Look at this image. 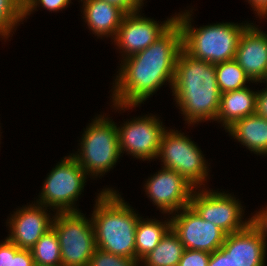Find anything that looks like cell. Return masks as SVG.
<instances>
[{
  "label": "cell",
  "mask_w": 267,
  "mask_h": 266,
  "mask_svg": "<svg viewBox=\"0 0 267 266\" xmlns=\"http://www.w3.org/2000/svg\"><path fill=\"white\" fill-rule=\"evenodd\" d=\"M255 113L264 119H267V87L264 90L257 91Z\"/></svg>",
  "instance_id": "obj_33"
},
{
  "label": "cell",
  "mask_w": 267,
  "mask_h": 266,
  "mask_svg": "<svg viewBox=\"0 0 267 266\" xmlns=\"http://www.w3.org/2000/svg\"><path fill=\"white\" fill-rule=\"evenodd\" d=\"M250 224L259 232L265 240L267 238V207L257 211L256 214L250 217Z\"/></svg>",
  "instance_id": "obj_29"
},
{
  "label": "cell",
  "mask_w": 267,
  "mask_h": 266,
  "mask_svg": "<svg viewBox=\"0 0 267 266\" xmlns=\"http://www.w3.org/2000/svg\"><path fill=\"white\" fill-rule=\"evenodd\" d=\"M208 266H234L231 255L221 246L210 255Z\"/></svg>",
  "instance_id": "obj_30"
},
{
  "label": "cell",
  "mask_w": 267,
  "mask_h": 266,
  "mask_svg": "<svg viewBox=\"0 0 267 266\" xmlns=\"http://www.w3.org/2000/svg\"><path fill=\"white\" fill-rule=\"evenodd\" d=\"M83 2V19L89 30L98 37L115 38L118 28L127 14L120 7L104 0H80Z\"/></svg>",
  "instance_id": "obj_17"
},
{
  "label": "cell",
  "mask_w": 267,
  "mask_h": 266,
  "mask_svg": "<svg viewBox=\"0 0 267 266\" xmlns=\"http://www.w3.org/2000/svg\"><path fill=\"white\" fill-rule=\"evenodd\" d=\"M184 250L178 236L170 229L157 247L141 261L144 266H177Z\"/></svg>",
  "instance_id": "obj_21"
},
{
  "label": "cell",
  "mask_w": 267,
  "mask_h": 266,
  "mask_svg": "<svg viewBox=\"0 0 267 266\" xmlns=\"http://www.w3.org/2000/svg\"><path fill=\"white\" fill-rule=\"evenodd\" d=\"M171 90L175 104L189 125L216 120L221 93L215 64L193 58L182 49L176 61Z\"/></svg>",
  "instance_id": "obj_2"
},
{
  "label": "cell",
  "mask_w": 267,
  "mask_h": 266,
  "mask_svg": "<svg viewBox=\"0 0 267 266\" xmlns=\"http://www.w3.org/2000/svg\"><path fill=\"white\" fill-rule=\"evenodd\" d=\"M215 73L221 94L242 89L246 82H252L234 59L215 64Z\"/></svg>",
  "instance_id": "obj_23"
},
{
  "label": "cell",
  "mask_w": 267,
  "mask_h": 266,
  "mask_svg": "<svg viewBox=\"0 0 267 266\" xmlns=\"http://www.w3.org/2000/svg\"><path fill=\"white\" fill-rule=\"evenodd\" d=\"M48 207L34 202L28 206H22L11 214L7 226L9 236L7 238L19 249H30L36 242L52 228L54 219L47 213ZM52 217V218H51Z\"/></svg>",
  "instance_id": "obj_14"
},
{
  "label": "cell",
  "mask_w": 267,
  "mask_h": 266,
  "mask_svg": "<svg viewBox=\"0 0 267 266\" xmlns=\"http://www.w3.org/2000/svg\"><path fill=\"white\" fill-rule=\"evenodd\" d=\"M238 200L234 194L232 196L221 191L195 188L190 199V206L203 220L216 225L226 234H231L242 231L250 224V218L248 221L245 219V222L242 220L244 210Z\"/></svg>",
  "instance_id": "obj_9"
},
{
  "label": "cell",
  "mask_w": 267,
  "mask_h": 266,
  "mask_svg": "<svg viewBox=\"0 0 267 266\" xmlns=\"http://www.w3.org/2000/svg\"><path fill=\"white\" fill-rule=\"evenodd\" d=\"M24 2V18L36 11L37 6H42L48 11H59L64 9L71 3V0H23ZM32 12V13H31Z\"/></svg>",
  "instance_id": "obj_26"
},
{
  "label": "cell",
  "mask_w": 267,
  "mask_h": 266,
  "mask_svg": "<svg viewBox=\"0 0 267 266\" xmlns=\"http://www.w3.org/2000/svg\"><path fill=\"white\" fill-rule=\"evenodd\" d=\"M234 60L252 83L267 81V34L251 23L241 34Z\"/></svg>",
  "instance_id": "obj_15"
},
{
  "label": "cell",
  "mask_w": 267,
  "mask_h": 266,
  "mask_svg": "<svg viewBox=\"0 0 267 266\" xmlns=\"http://www.w3.org/2000/svg\"><path fill=\"white\" fill-rule=\"evenodd\" d=\"M34 263L44 266H62L58 236L49 229L31 248Z\"/></svg>",
  "instance_id": "obj_22"
},
{
  "label": "cell",
  "mask_w": 267,
  "mask_h": 266,
  "mask_svg": "<svg viewBox=\"0 0 267 266\" xmlns=\"http://www.w3.org/2000/svg\"><path fill=\"white\" fill-rule=\"evenodd\" d=\"M145 192L163 214H173L190 205L195 187L174 170L163 168L147 179Z\"/></svg>",
  "instance_id": "obj_13"
},
{
  "label": "cell",
  "mask_w": 267,
  "mask_h": 266,
  "mask_svg": "<svg viewBox=\"0 0 267 266\" xmlns=\"http://www.w3.org/2000/svg\"><path fill=\"white\" fill-rule=\"evenodd\" d=\"M252 9L255 11V13L258 15V17L261 19L262 17H267V0H247Z\"/></svg>",
  "instance_id": "obj_34"
},
{
  "label": "cell",
  "mask_w": 267,
  "mask_h": 266,
  "mask_svg": "<svg viewBox=\"0 0 267 266\" xmlns=\"http://www.w3.org/2000/svg\"><path fill=\"white\" fill-rule=\"evenodd\" d=\"M24 21L23 0H0V37L6 39L12 35L15 26ZM18 24V25H17Z\"/></svg>",
  "instance_id": "obj_24"
},
{
  "label": "cell",
  "mask_w": 267,
  "mask_h": 266,
  "mask_svg": "<svg viewBox=\"0 0 267 266\" xmlns=\"http://www.w3.org/2000/svg\"><path fill=\"white\" fill-rule=\"evenodd\" d=\"M118 128L120 153L125 151L136 159L157 158L163 133L167 130L156 115L132 118Z\"/></svg>",
  "instance_id": "obj_10"
},
{
  "label": "cell",
  "mask_w": 267,
  "mask_h": 266,
  "mask_svg": "<svg viewBox=\"0 0 267 266\" xmlns=\"http://www.w3.org/2000/svg\"><path fill=\"white\" fill-rule=\"evenodd\" d=\"M256 99L257 91L251 90L249 86L222 93L215 121L222 123L226 131L236 121L255 113Z\"/></svg>",
  "instance_id": "obj_18"
},
{
  "label": "cell",
  "mask_w": 267,
  "mask_h": 266,
  "mask_svg": "<svg viewBox=\"0 0 267 266\" xmlns=\"http://www.w3.org/2000/svg\"><path fill=\"white\" fill-rule=\"evenodd\" d=\"M86 218L81 212L54 214L62 266H88L96 245L92 220Z\"/></svg>",
  "instance_id": "obj_7"
},
{
  "label": "cell",
  "mask_w": 267,
  "mask_h": 266,
  "mask_svg": "<svg viewBox=\"0 0 267 266\" xmlns=\"http://www.w3.org/2000/svg\"><path fill=\"white\" fill-rule=\"evenodd\" d=\"M60 161L44 180L36 203L49 207V210L53 207L51 210L56 213L80 212L75 201L77 203L86 185L87 173L71 154Z\"/></svg>",
  "instance_id": "obj_6"
},
{
  "label": "cell",
  "mask_w": 267,
  "mask_h": 266,
  "mask_svg": "<svg viewBox=\"0 0 267 266\" xmlns=\"http://www.w3.org/2000/svg\"><path fill=\"white\" fill-rule=\"evenodd\" d=\"M171 215V229L185 249L212 253L223 245L227 234L203 220L190 205Z\"/></svg>",
  "instance_id": "obj_11"
},
{
  "label": "cell",
  "mask_w": 267,
  "mask_h": 266,
  "mask_svg": "<svg viewBox=\"0 0 267 266\" xmlns=\"http://www.w3.org/2000/svg\"><path fill=\"white\" fill-rule=\"evenodd\" d=\"M34 259L30 249H20L12 258L11 266H34Z\"/></svg>",
  "instance_id": "obj_32"
},
{
  "label": "cell",
  "mask_w": 267,
  "mask_h": 266,
  "mask_svg": "<svg viewBox=\"0 0 267 266\" xmlns=\"http://www.w3.org/2000/svg\"><path fill=\"white\" fill-rule=\"evenodd\" d=\"M163 168L174 170L182 175L195 188H200L207 181L209 167L201 149L178 130L170 129L163 133L157 158Z\"/></svg>",
  "instance_id": "obj_8"
},
{
  "label": "cell",
  "mask_w": 267,
  "mask_h": 266,
  "mask_svg": "<svg viewBox=\"0 0 267 266\" xmlns=\"http://www.w3.org/2000/svg\"><path fill=\"white\" fill-rule=\"evenodd\" d=\"M139 13L140 11L127 13L113 39L115 45L123 53L122 59L146 49L176 21V14L159 24L154 19L143 17Z\"/></svg>",
  "instance_id": "obj_12"
},
{
  "label": "cell",
  "mask_w": 267,
  "mask_h": 266,
  "mask_svg": "<svg viewBox=\"0 0 267 266\" xmlns=\"http://www.w3.org/2000/svg\"><path fill=\"white\" fill-rule=\"evenodd\" d=\"M116 190L98 193L92 212L96 248L136 260L135 233L140 219Z\"/></svg>",
  "instance_id": "obj_3"
},
{
  "label": "cell",
  "mask_w": 267,
  "mask_h": 266,
  "mask_svg": "<svg viewBox=\"0 0 267 266\" xmlns=\"http://www.w3.org/2000/svg\"><path fill=\"white\" fill-rule=\"evenodd\" d=\"M161 222L157 219L140 217L135 233L136 261L138 263L153 251L166 233L171 229V220Z\"/></svg>",
  "instance_id": "obj_20"
},
{
  "label": "cell",
  "mask_w": 267,
  "mask_h": 266,
  "mask_svg": "<svg viewBox=\"0 0 267 266\" xmlns=\"http://www.w3.org/2000/svg\"><path fill=\"white\" fill-rule=\"evenodd\" d=\"M135 259L125 258L96 248L88 266H138Z\"/></svg>",
  "instance_id": "obj_25"
},
{
  "label": "cell",
  "mask_w": 267,
  "mask_h": 266,
  "mask_svg": "<svg viewBox=\"0 0 267 266\" xmlns=\"http://www.w3.org/2000/svg\"><path fill=\"white\" fill-rule=\"evenodd\" d=\"M80 145L79 153L71 155L93 179L110 171L122 156L117 125L104 114L88 124Z\"/></svg>",
  "instance_id": "obj_5"
},
{
  "label": "cell",
  "mask_w": 267,
  "mask_h": 266,
  "mask_svg": "<svg viewBox=\"0 0 267 266\" xmlns=\"http://www.w3.org/2000/svg\"><path fill=\"white\" fill-rule=\"evenodd\" d=\"M20 249L7 237L0 243V266H11L12 258Z\"/></svg>",
  "instance_id": "obj_28"
},
{
  "label": "cell",
  "mask_w": 267,
  "mask_h": 266,
  "mask_svg": "<svg viewBox=\"0 0 267 266\" xmlns=\"http://www.w3.org/2000/svg\"><path fill=\"white\" fill-rule=\"evenodd\" d=\"M267 242L249 224L242 231L227 234L222 247L231 255L234 266H265Z\"/></svg>",
  "instance_id": "obj_16"
},
{
  "label": "cell",
  "mask_w": 267,
  "mask_h": 266,
  "mask_svg": "<svg viewBox=\"0 0 267 266\" xmlns=\"http://www.w3.org/2000/svg\"><path fill=\"white\" fill-rule=\"evenodd\" d=\"M108 3L114 4L126 13H133L141 10V6L145 0H104Z\"/></svg>",
  "instance_id": "obj_31"
},
{
  "label": "cell",
  "mask_w": 267,
  "mask_h": 266,
  "mask_svg": "<svg viewBox=\"0 0 267 266\" xmlns=\"http://www.w3.org/2000/svg\"><path fill=\"white\" fill-rule=\"evenodd\" d=\"M227 132L254 154L267 155V119L254 113L236 121Z\"/></svg>",
  "instance_id": "obj_19"
},
{
  "label": "cell",
  "mask_w": 267,
  "mask_h": 266,
  "mask_svg": "<svg viewBox=\"0 0 267 266\" xmlns=\"http://www.w3.org/2000/svg\"><path fill=\"white\" fill-rule=\"evenodd\" d=\"M211 253L185 249L177 266H208Z\"/></svg>",
  "instance_id": "obj_27"
},
{
  "label": "cell",
  "mask_w": 267,
  "mask_h": 266,
  "mask_svg": "<svg viewBox=\"0 0 267 266\" xmlns=\"http://www.w3.org/2000/svg\"><path fill=\"white\" fill-rule=\"evenodd\" d=\"M178 13L176 22L181 27L182 49L193 58L218 64L235 58L241 34L251 23H214L192 27L189 11Z\"/></svg>",
  "instance_id": "obj_4"
},
{
  "label": "cell",
  "mask_w": 267,
  "mask_h": 266,
  "mask_svg": "<svg viewBox=\"0 0 267 266\" xmlns=\"http://www.w3.org/2000/svg\"><path fill=\"white\" fill-rule=\"evenodd\" d=\"M181 50V27L175 21L146 49L124 58L112 88L114 109L125 111L141 105L164 83L169 82L172 88L176 61Z\"/></svg>",
  "instance_id": "obj_1"
}]
</instances>
